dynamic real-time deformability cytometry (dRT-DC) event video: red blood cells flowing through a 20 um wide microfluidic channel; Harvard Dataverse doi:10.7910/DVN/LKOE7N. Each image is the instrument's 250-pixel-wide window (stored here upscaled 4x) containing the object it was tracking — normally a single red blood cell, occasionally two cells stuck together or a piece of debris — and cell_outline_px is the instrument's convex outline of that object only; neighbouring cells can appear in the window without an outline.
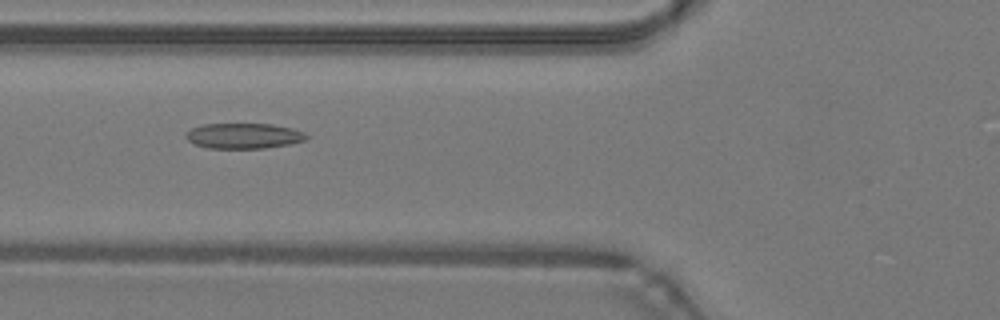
{"species": "common noctule bat (a hibernating species)", "species_latin": "Nyctalus noctula", "temperature_condition": "warm", "stored_images_in_passage": 44, "camera_frame_rate_fps": 3000, "um_per_image_px": 0.085, "animal": {"sex": "male", "body_mass_g": 19.2, "forearm_length_mm": 51.8}, "frame": {"image": 1, "passage_image": 14, "time_ms": 4.333, "image_size_px": [1000, 320], "cell_outline_px": [[308, 136], [304, 140], [288, 144], [264, 148], [208, 148], [196, 144], [188, 140], [184, 136], [192, 128], [204, 124], [272, 124], [292, 128], [304, 132]], "centroid_in_image_um": [20.71, 11.54], "position_along_channel_um": 105.1, "area_um2": 17.63}}
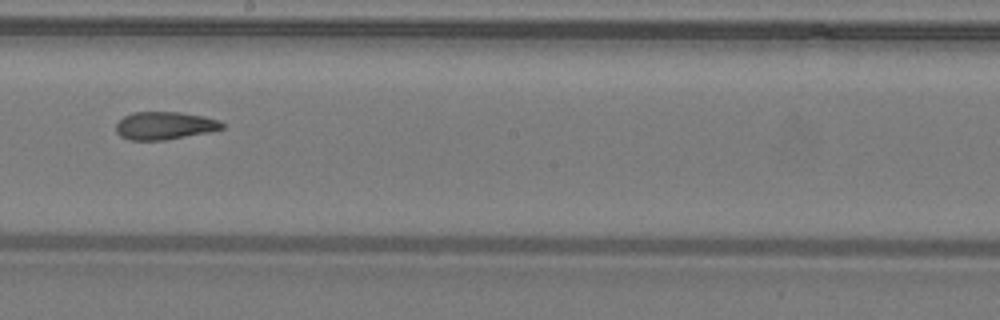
{"frame": {"image": 2, "passage_image": 23, "time_ms": 7.333, "image_size_px": [1000, 320], "cell_outline_px": [[224, 128], [208, 132], [164, 140], [132, 140], [120, 136], [116, 132], [116, 124], [124, 116], [132, 112], [180, 112], [204, 116], [220, 120], [224, 124]], "centroid_in_image_um": [14.0, 10.67], "position_along_channel_um": 234.2, "area_um2": 17.17}}
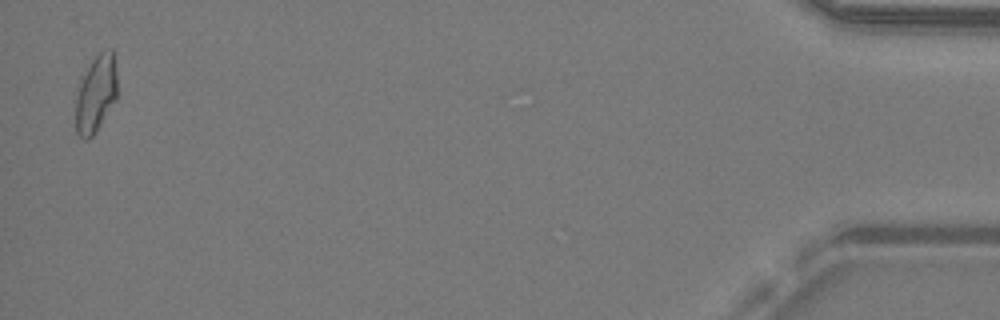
{"frame": {"image": 3, "passage_image": 43, "time_ms": 14.0, "image_size_px": [1000, 320], "cell_outline_px": [[116, 100], [96, 132], [88, 140], [84, 140], [76, 132], [76, 96], [80, 80], [96, 52], [104, 48], [112, 48], [116, 72]], "centroid_in_image_um": [8.15, 7.94], "position_along_channel_um": 427.1, "area_um2": 18.96}, "authors_computed_cell_mechanics": {"area_um2": 18.0047, "velocity_mm_per_s": 4.2941, "shape_relaxation_time_tau1_ms": null, "shape_relaxation_time_tau2_ms": 2.3961, "deformation_change_tau1": null, "deformation_change_tau2": 0.0949}}